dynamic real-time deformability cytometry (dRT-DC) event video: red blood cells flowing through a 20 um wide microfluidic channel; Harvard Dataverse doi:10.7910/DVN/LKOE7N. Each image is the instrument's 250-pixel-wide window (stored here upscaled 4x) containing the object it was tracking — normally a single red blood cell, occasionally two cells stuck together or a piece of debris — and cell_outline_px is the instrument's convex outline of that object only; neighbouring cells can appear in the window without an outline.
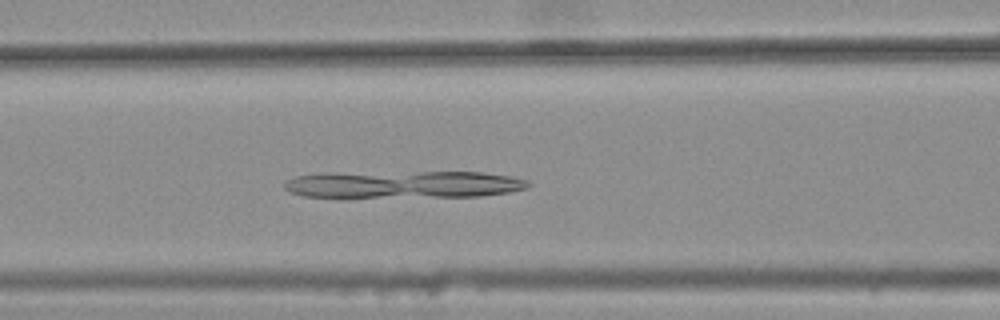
{"species": "common noctule bat (a hibernating species)", "species_latin": "Nyctalus noctula", "temperature_condition": "warm", "stored_images_in_passage": 34, "camera_frame_rate_fps": 3000, "um_per_image_px": 0.085, "animal": {"sex": "female", "body_mass_g": 25.1}, "frame": {"image": 1, "passage_image": 14, "time_ms": 4.333, "image_size_px": [1000, 320], "cell_outline_px": [[532, 184], [528, 188], [508, 192], [480, 196], [348, 200], [340, 200], [304, 196], [292, 192], [284, 188], [284, 184], [288, 180], [296, 176], [320, 172], [484, 172], [512, 176], [524, 180]], "centroid_in_image_um": [34.17, 15.72], "position_along_channel_um": 132.4, "area_um2": 41.1}}
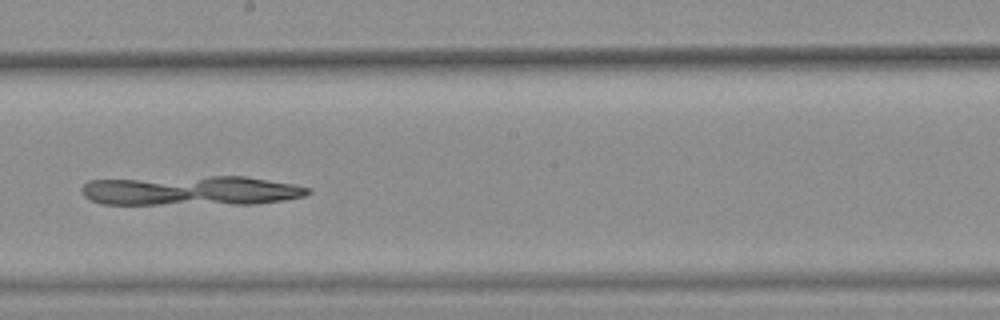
{"frame": {"image": 2, "passage_image": 22, "time_ms": 7.0, "image_size_px": [1000, 320], "cell_outline_px": [[312, 192], [304, 196], [284, 200], [256, 204], [100, 204], [84, 196], [84, 184], [88, 180], [208, 176], [244, 176], [292, 184], [312, 188]], "centroid_in_image_um": [16.29, 16.21], "position_along_channel_um": 231.9, "area_um2": 39.07}}
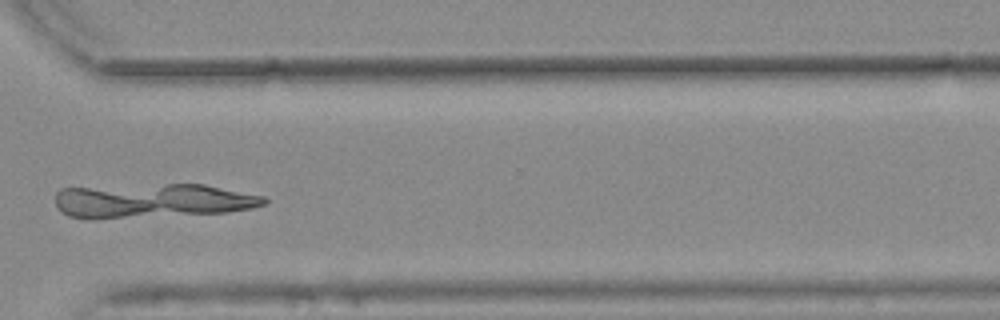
{"frame": {"image": 3, "passage_image": 32, "time_ms": 10.333, "image_size_px": [1000, 320], "cell_outline_px": [[268, 200], [264, 204], [252, 208], [228, 212], [92, 220], [68, 216], [60, 212], [56, 204], [56, 192], [60, 188], [168, 184], [204, 184], [264, 196]], "centroid_in_image_um": [12.91, 17.08], "position_along_channel_um": 357.7, "area_um2": 41.96}}